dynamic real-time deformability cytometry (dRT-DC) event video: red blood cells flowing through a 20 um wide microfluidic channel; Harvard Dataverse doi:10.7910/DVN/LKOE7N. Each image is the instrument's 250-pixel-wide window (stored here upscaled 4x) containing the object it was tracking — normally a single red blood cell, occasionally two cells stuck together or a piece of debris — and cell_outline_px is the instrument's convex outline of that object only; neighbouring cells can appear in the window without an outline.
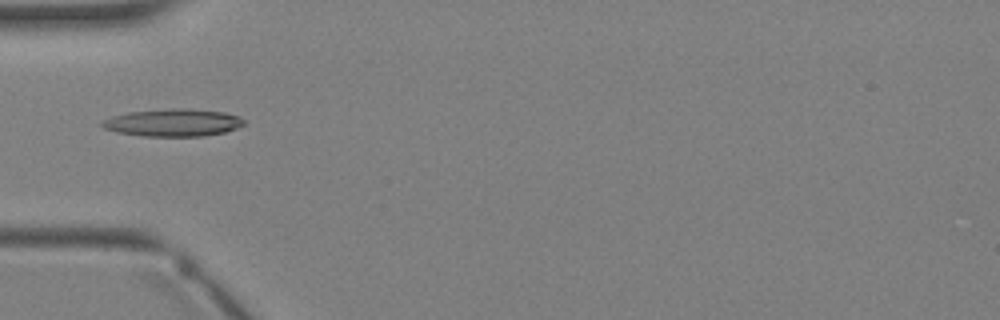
{"species": "Egyptian fruit bat (a non-hibernating species)", "species_latin": "Rousettus aegyptiacus", "temperature_condition": "warm", "stored_images_in_passage": 3, "camera_frame_rate_fps": 3000, "um_per_image_px": 0.085, "animal": {"sex": "female"}, "frame": {"image": 1, "passage_image": 3, "time_ms": 3.333, "image_size_px": [1000, 320], "cell_outline_px": [[244, 124], [236, 128], [224, 132], [204, 136], [144, 136], [116, 132], [104, 128], [100, 124], [104, 120], [112, 116], [128, 112], [172, 108], [188, 108], [224, 112], [240, 116], [244, 120]], "centroid_in_image_um": [14.72, 10.42], "position_along_channel_um": 70.3, "area_um2": 22.72}}